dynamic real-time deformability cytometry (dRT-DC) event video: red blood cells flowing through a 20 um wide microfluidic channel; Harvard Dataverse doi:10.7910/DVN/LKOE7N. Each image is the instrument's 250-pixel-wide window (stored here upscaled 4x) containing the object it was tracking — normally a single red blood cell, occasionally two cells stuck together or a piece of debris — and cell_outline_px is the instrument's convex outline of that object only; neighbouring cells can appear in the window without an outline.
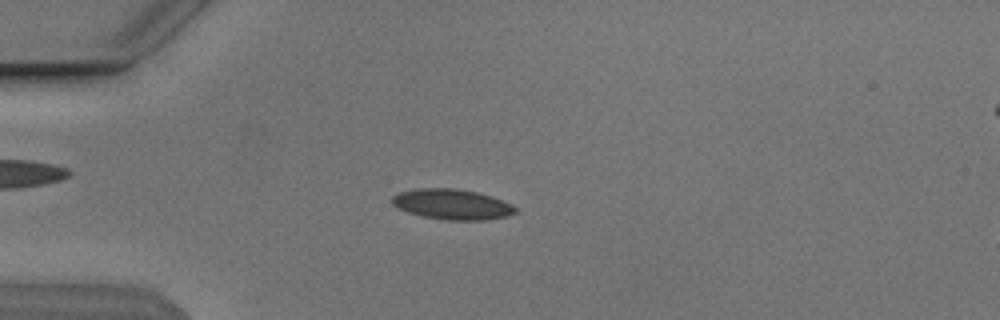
{"species": "Egyptian fruit bat (a non-hibernating species)", "species_latin": "Rousettus aegyptiacus", "temperature_condition": "cold", "stored_images_in_passage": 27, "camera_frame_rate_fps": 3000, "um_per_image_px": 0.085, "animal": {"sex": "male"}, "frame": {"image": 1, "passage_image": 7, "time_ms": 2.0, "image_size_px": [1000, 320], "cell_outline_px": [[520, 212], [508, 216], [484, 220], [444, 220], [424, 216], [408, 212], [396, 208], [392, 204], [392, 196], [396, 192], [420, 188], [456, 188], [476, 192], [492, 196], [512, 204]], "centroid_in_image_um": [38.44, 17.36], "position_along_channel_um": 46.6, "area_um2": 22.08}}
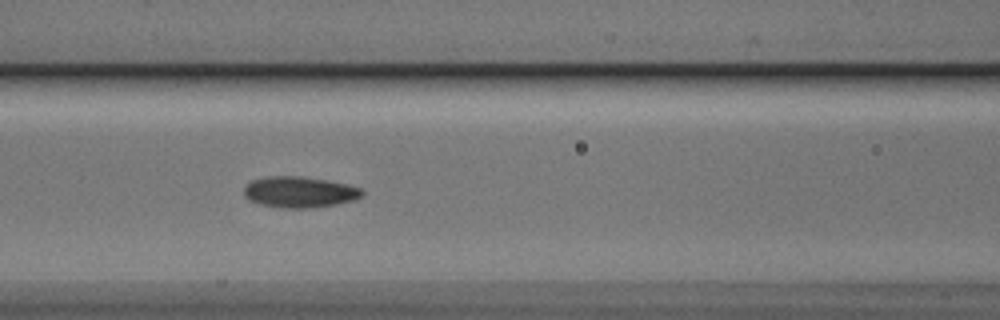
{"frame": {"image": 2, "passage_image": 16, "time_ms": 5.0, "image_size_px": [1000, 320], "cell_outline_px": [[364, 192], [360, 196], [352, 200], [336, 204], [312, 208], [288, 208], [260, 204], [248, 200], [244, 196], [244, 188], [252, 180], [268, 176], [300, 176], [324, 180], [344, 184], [360, 188]], "centroid_in_image_um": [25.41, 16.33], "position_along_channel_um": 141.2, "area_um2": 21.04}}
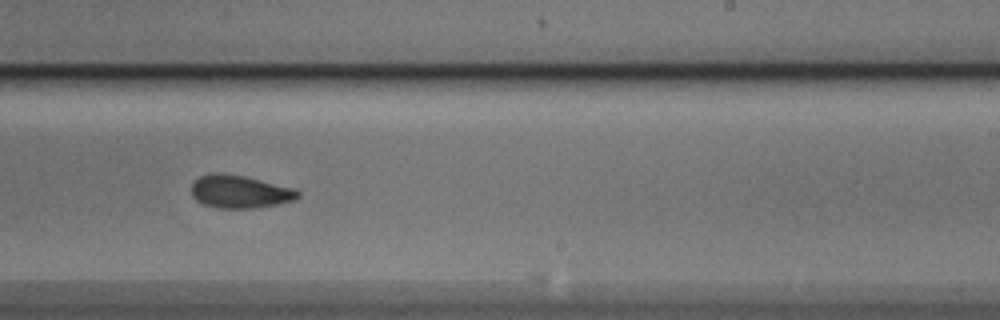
{"frame": {"image": 3, "passage_image": 26, "time_ms": 8.333, "image_size_px": [1000, 320], "cell_outline_px": [[300, 196], [292, 200], [276, 204], [252, 208], [216, 208], [204, 204], [196, 200], [192, 196], [192, 184], [200, 176], [212, 172], [220, 172], [244, 176], [296, 188], [300, 192]], "centroid_in_image_um": [20.37, 16.28], "position_along_channel_um": 268.6, "area_um2": 20.4}}